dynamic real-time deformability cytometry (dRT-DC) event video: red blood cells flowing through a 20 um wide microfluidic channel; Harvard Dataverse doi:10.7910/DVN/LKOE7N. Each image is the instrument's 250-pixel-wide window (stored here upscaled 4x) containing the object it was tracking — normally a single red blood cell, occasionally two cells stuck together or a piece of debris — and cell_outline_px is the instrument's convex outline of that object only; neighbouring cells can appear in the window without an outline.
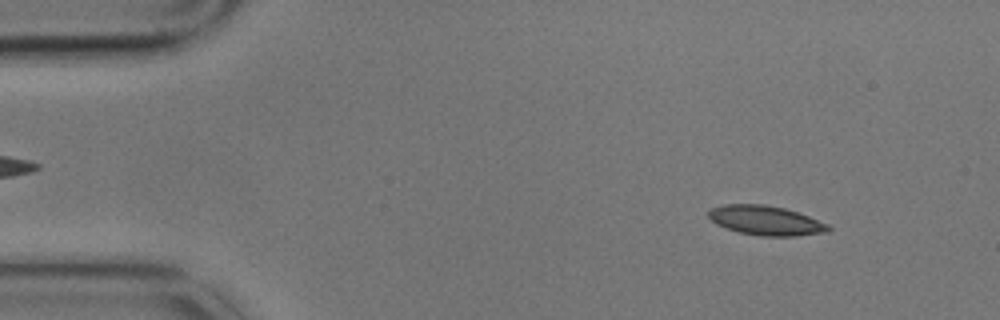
{"species": "common noctule bat (a hibernating species)", "species_latin": "Nyctalus noctula", "temperature_condition": "cold", "stored_images_in_passage": 6, "camera_frame_rate_fps": 3000, "um_per_image_px": 0.085, "animal": {"sex": "male", "body_mass_g": 17.9}, "frame": {"image": 1, "passage_image": 1, "time_ms": 0.0, "image_size_px": [1000, 320], "cell_outline_px": [[832, 228], [828, 232], [796, 236], [760, 236], [740, 232], [716, 224], [708, 216], [708, 212], [712, 208], [724, 204], [764, 204], [784, 208], [808, 216], [828, 224]], "centroid_in_image_um": [65.11, 18.74], "position_along_channel_um": 19.9, "area_um2": 20.46}}
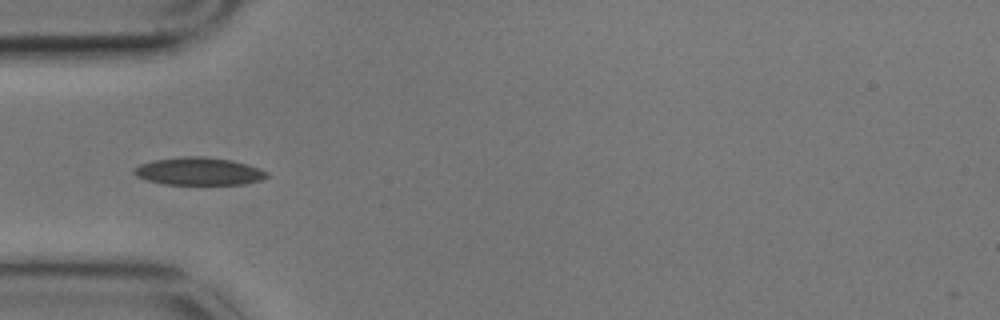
{"frame": {"image": 2, "passage_image": 4, "time_ms": 1.0, "image_size_px": [1000, 320], "cell_outline_px": [[268, 176], [264, 180], [244, 184], [164, 184], [148, 180], [136, 176], [132, 172], [132, 168], [140, 164], [156, 160], [184, 156], [200, 156], [232, 160], [248, 164], [260, 168], [268, 172]], "centroid_in_image_um": [16.93, 14.56], "position_along_channel_um": 68.1, "area_um2": 21.5}}
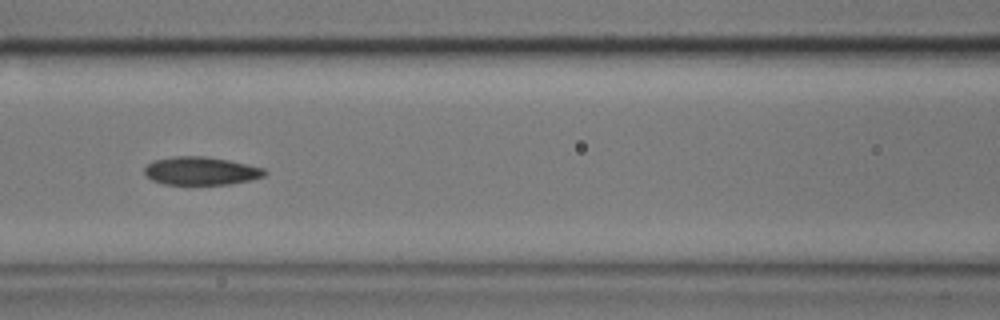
{"frame": {"image": 3, "passage_image": 6, "time_ms": 1.667, "image_size_px": [1000, 320], "cell_outline_px": [[268, 172], [264, 176], [252, 180], [232, 184], [164, 184], [152, 180], [144, 172], [144, 168], [148, 164], [156, 160], [172, 156], [204, 156], [228, 160], [248, 164], [264, 168]], "centroid_in_image_um": [17.12, 14.53], "position_along_channel_um": 149.5, "area_um2": 19.71}}